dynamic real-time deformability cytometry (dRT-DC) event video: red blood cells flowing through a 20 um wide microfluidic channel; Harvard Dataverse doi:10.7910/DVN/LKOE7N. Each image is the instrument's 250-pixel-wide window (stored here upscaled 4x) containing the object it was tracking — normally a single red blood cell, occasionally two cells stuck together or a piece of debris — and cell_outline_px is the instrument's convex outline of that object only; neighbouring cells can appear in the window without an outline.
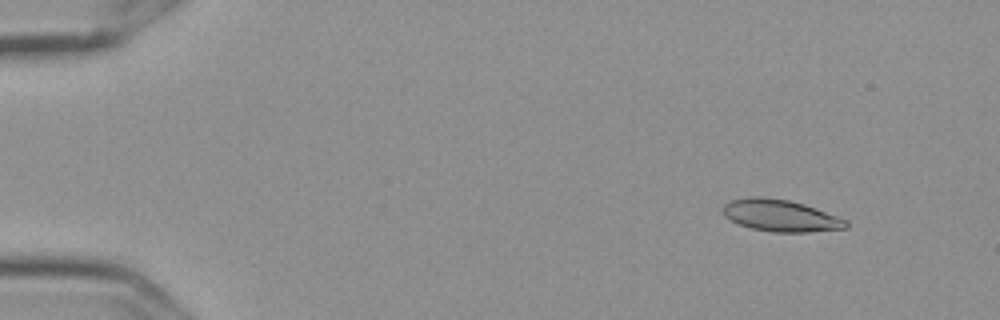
{"species": "Egyptian fruit bat (a non-hibernating species)", "species_latin": "Rousettus aegyptiacus", "temperature_condition": "cold", "stored_images_in_passage": 57, "camera_frame_rate_fps": 3000, "um_per_image_px": 0.085, "frame": {"image": 1, "passage_image": 6, "time_ms": 1.667, "image_size_px": [1000, 320], "cell_outline_px": [[848, 228], [808, 232], [772, 232], [752, 228], [740, 224], [724, 216], [724, 204], [728, 200], [748, 196], [760, 196], [788, 200], [804, 204], [816, 208], [848, 220]], "centroid_in_image_um": [66.36, 18.31], "position_along_channel_um": 18.6, "area_um2": 22.89}}
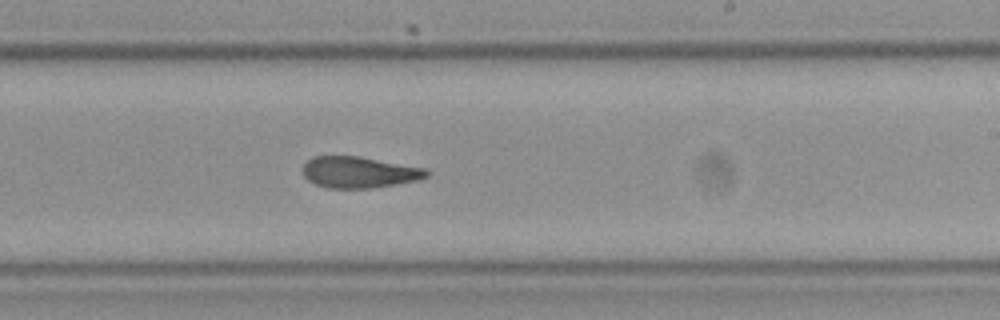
{"frame": {"image": 2, "passage_image": 35, "time_ms": 11.333, "image_size_px": [1000, 320], "cell_outline_px": [[428, 176], [416, 180], [372, 188], [328, 188], [316, 184], [308, 180], [304, 176], [300, 168], [312, 156], [360, 156], [424, 168], [428, 172]], "centroid_in_image_um": [30.46, 14.63], "position_along_channel_um": 258.5, "area_um2": 22.48}}
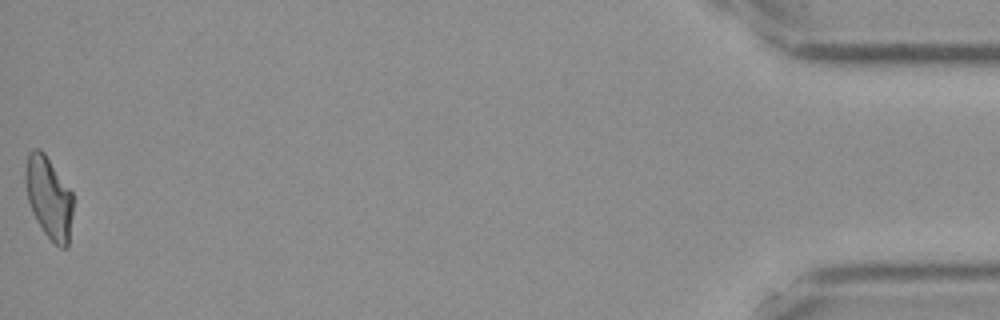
{"frame": {"image": 3, "passage_image": 57, "time_ms": 18.667, "image_size_px": [1000, 320], "cell_outline_px": [[72, 216], [68, 248], [60, 248], [44, 232], [36, 220], [32, 212], [28, 200], [24, 180], [24, 176], [28, 152], [32, 148], [40, 148], [44, 152], [72, 192]], "centroid_in_image_um": [4.14, 16.78], "position_along_channel_um": 431.1, "area_um2": 22.77}, "authors_computed_cell_mechanics": {"area_um2": 22.8888, "velocity_mm_per_s": 3.5908, "shape_relaxation_time_tau1_ms": null, "shape_relaxation_time_tau2_ms": 5.5929, "deformation_change_tau1": null, "deformation_change_tau2": 0.1278}}